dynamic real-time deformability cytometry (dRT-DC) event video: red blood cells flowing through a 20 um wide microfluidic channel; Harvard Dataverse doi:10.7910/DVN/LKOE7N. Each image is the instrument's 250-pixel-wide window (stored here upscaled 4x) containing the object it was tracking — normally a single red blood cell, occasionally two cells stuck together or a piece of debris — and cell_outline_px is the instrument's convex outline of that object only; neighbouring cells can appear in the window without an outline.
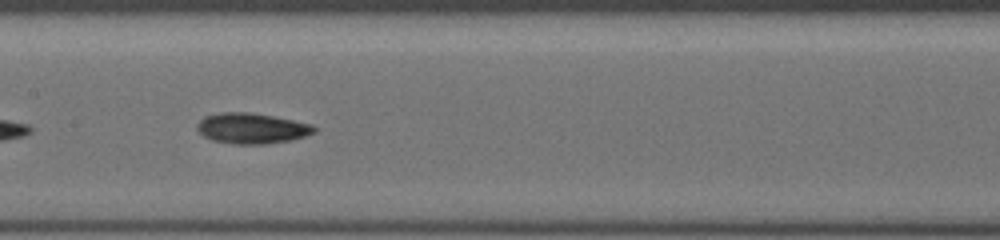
{"species": "common noctule bat (a hibernating species)", "species_latin": "Nyctalus noctula", "temperature_condition": "cold", "stored_images_in_passage": 48, "camera_frame_rate_fps": 3000, "um_per_image_px": 0.085, "animal": {"sex": "female", "body_mass_g": 19.5, "forearm_length_mm": 54.1}, "frame": {"image": 1, "passage_image": 25, "time_ms": 8.0, "image_size_px": [1000, 240], "cell_outline_px": [[316, 132], [292, 140], [268, 144], [232, 144], [212, 140], [204, 136], [196, 128], [196, 124], [204, 116], [224, 112], [248, 112], [272, 116], [312, 124], [316, 128]], "centroid_in_image_um": [21.39, 10.91], "position_along_channel_um": 186.0, "area_um2": 20.87}}
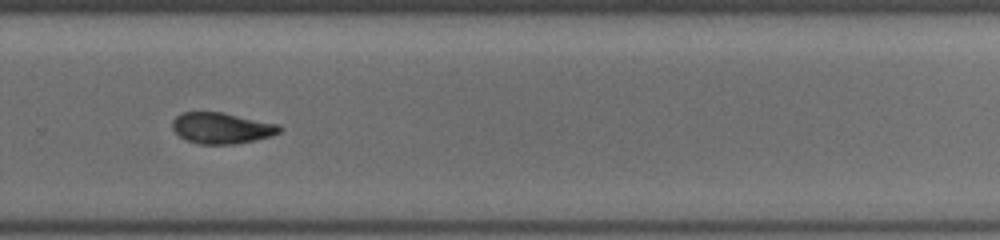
{"frame": {"image": 2, "passage_image": 34, "time_ms": 11.0, "image_size_px": [1000, 240], "cell_outline_px": [[284, 128], [280, 132], [272, 136], [256, 140], [236, 144], [196, 144], [180, 136], [172, 128], [172, 120], [176, 116], [184, 112], [220, 112], [280, 124]], "centroid_in_image_um": [18.88, 10.89], "position_along_channel_um": 310.9, "area_um2": 19.48}}
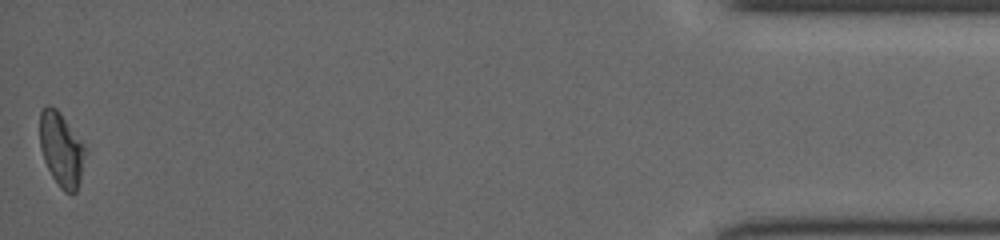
{"frame": {"image": 3, "passage_image": 48, "time_ms": 15.667, "image_size_px": [1000, 240], "cell_outline_px": [[88, 152], [80, 180], [76, 192], [72, 196], [64, 192], [60, 188], [52, 176], [44, 160], [40, 148], [40, 112], [48, 104], [56, 108], [88, 148]], "centroid_in_image_um": [5.26, 12.74], "position_along_channel_um": 429.9, "area_um2": 20.0}}